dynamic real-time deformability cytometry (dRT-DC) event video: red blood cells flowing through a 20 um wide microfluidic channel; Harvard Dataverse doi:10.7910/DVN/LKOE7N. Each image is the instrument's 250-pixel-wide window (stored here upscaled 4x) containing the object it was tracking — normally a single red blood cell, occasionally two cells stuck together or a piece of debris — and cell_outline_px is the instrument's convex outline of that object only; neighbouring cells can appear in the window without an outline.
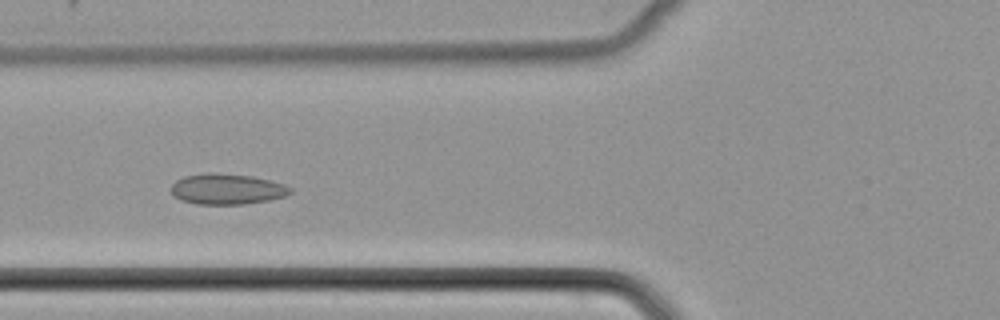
{"species": "common noctule bat (a hibernating species)", "species_latin": "Nyctalus noctula", "temperature_condition": "cold", "stored_images_in_passage": 23, "camera_frame_rate_fps": 3000, "um_per_image_px": 0.085, "animal": {"sex": "female", "body_mass_g": 22.7, "forearm_length_mm": 54.2}, "frame": {"image": 1, "passage_image": 17, "time_ms": 5.333, "image_size_px": [1000, 320], "cell_outline_px": [[292, 192], [284, 196], [268, 200], [244, 204], [196, 204], [180, 200], [172, 192], [172, 184], [176, 180], [184, 176], [208, 172], [212, 172], [252, 176], [284, 184], [292, 188]], "centroid_in_image_um": [19.29, 16.06], "position_along_channel_um": 106.5, "area_um2": 21.21}}
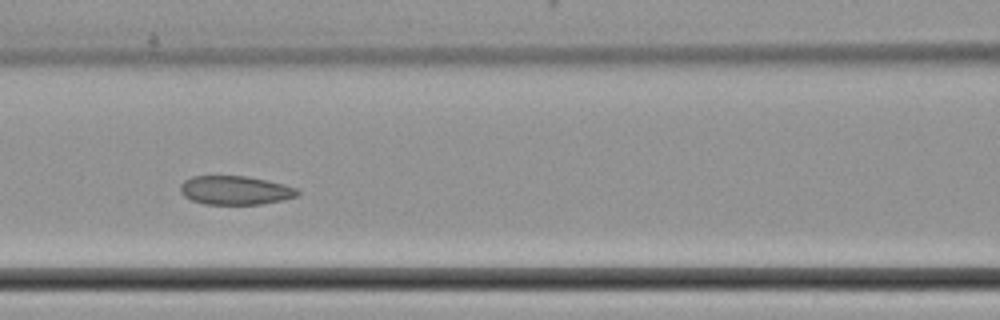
{"frame": {"image": 2, "passage_image": 20, "time_ms": 6.333, "image_size_px": [1000, 320], "cell_outline_px": [[300, 192], [296, 196], [280, 200], [260, 204], [204, 204], [192, 200], [184, 196], [180, 192], [180, 184], [184, 180], [192, 176], [248, 176], [284, 184], [296, 188]], "centroid_in_image_um": [19.96, 16.16], "position_along_channel_um": 146.6, "area_um2": 19.59}}
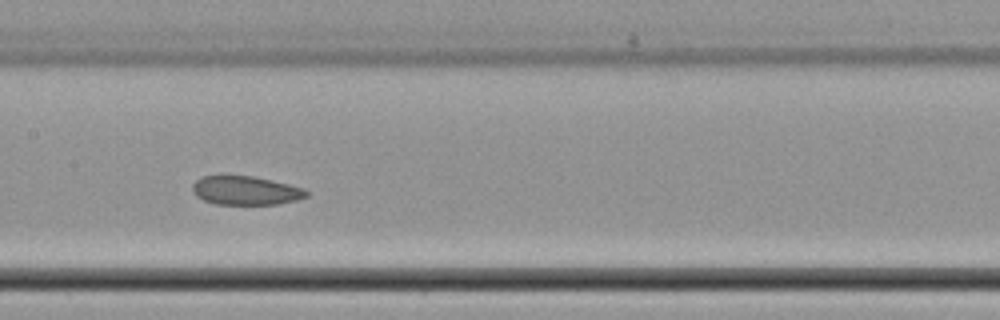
{"frame": {"image": 3, "passage_image": 23, "time_ms": 7.333, "image_size_px": [1000, 320], "cell_outline_px": [[308, 196], [296, 200], [276, 204], [216, 204], [204, 200], [196, 196], [192, 192], [192, 184], [196, 180], [204, 176], [220, 172], [224, 172], [252, 176], [272, 180], [304, 188], [308, 192]], "centroid_in_image_um": [20.81, 16.14], "position_along_channel_um": 186.6, "area_um2": 19.77}}